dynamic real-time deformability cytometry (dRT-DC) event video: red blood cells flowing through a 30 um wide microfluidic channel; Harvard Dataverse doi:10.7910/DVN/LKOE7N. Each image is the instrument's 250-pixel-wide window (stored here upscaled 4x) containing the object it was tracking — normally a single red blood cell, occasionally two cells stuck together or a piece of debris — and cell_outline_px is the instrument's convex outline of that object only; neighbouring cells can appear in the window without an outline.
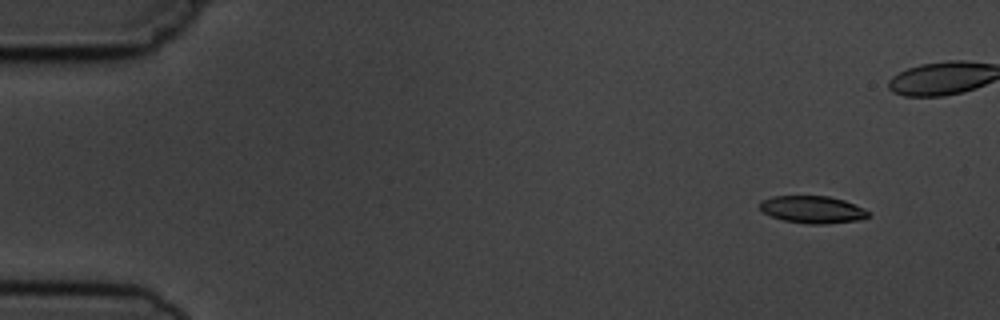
{"species": "common noctule bat (a hibernating species)", "species_latin": "Nyctalus noctula", "temperature_condition": "cold", "stored_images_in_passage": 5, "camera_frame_rate_fps": 3000, "um_per_image_px": 0.085, "animal": {"sex": "male", "body_mass_g": 19.5, "forearm_length_mm": 54.6}, "frame": {"image": 1, "passage_image": 2, "time_ms": 1.0, "image_size_px": [1000, 320], "cell_outline_px": [[872, 216], [860, 220], [824, 224], [808, 224], [784, 220], [772, 216], [764, 212], [760, 208], [760, 200], [772, 196], [828, 196], [844, 200], [864, 208], [872, 212]], "centroid_in_image_um": [69.12, 17.81], "position_along_channel_um": 15.9, "area_um2": 17.4}}